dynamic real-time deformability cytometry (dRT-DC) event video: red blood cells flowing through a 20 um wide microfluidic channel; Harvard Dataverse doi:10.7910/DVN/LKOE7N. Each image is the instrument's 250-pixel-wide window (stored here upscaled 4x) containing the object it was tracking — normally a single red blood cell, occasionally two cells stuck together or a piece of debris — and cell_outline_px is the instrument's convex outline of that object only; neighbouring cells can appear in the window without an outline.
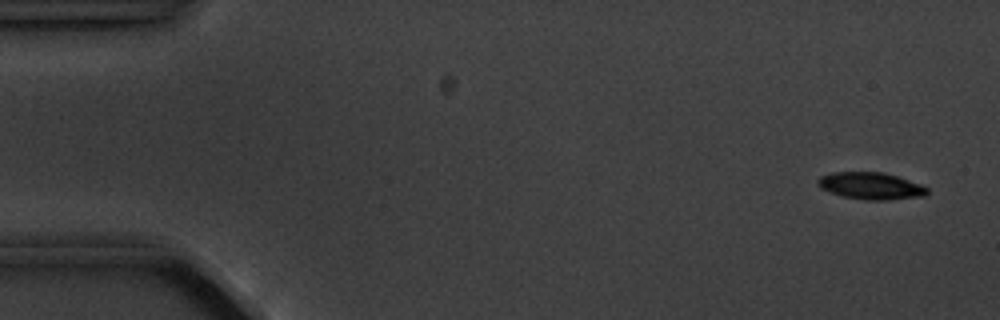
{"species": "common noctule bat (a hibernating species)", "species_latin": "Nyctalus noctula", "temperature_condition": "cold", "stored_images_in_passage": 4, "camera_frame_rate_fps": 3000, "um_per_image_px": 0.085, "animal": {"sex": "male", "body_mass_g": 20.1, "forearm_length_mm": 53.5}, "frame": {"image": 1, "passage_image": 1, "time_ms": 0.0, "image_size_px": [1000, 320], "cell_outline_px": [[928, 192], [924, 196], [884, 200], [868, 200], [840, 196], [828, 192], [820, 188], [816, 184], [816, 180], [820, 176], [832, 172], [884, 172], [920, 184], [928, 188]], "centroid_in_image_um": [73.96, 15.8], "position_along_channel_um": 11.0, "area_um2": 17.28}}
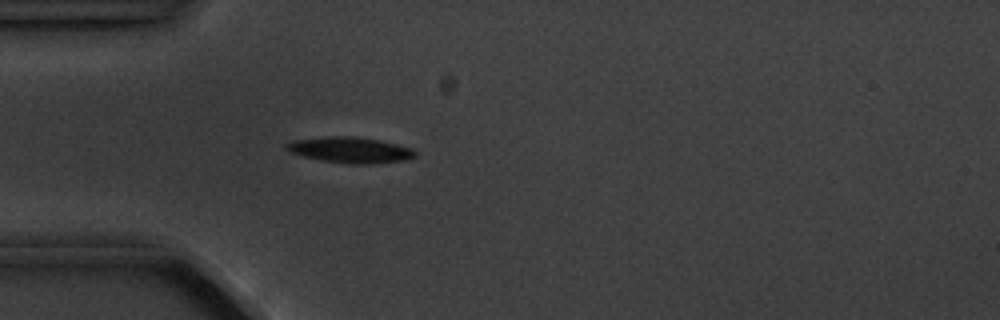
{"frame": {"image": 2, "passage_image": 4, "time_ms": 4.333, "image_size_px": [1000, 320], "cell_outline_px": [[416, 156], [408, 160], [372, 164], [348, 164], [324, 160], [304, 156], [292, 152], [284, 148], [284, 144], [292, 140], [328, 136], [348, 136], [380, 140], [412, 148], [416, 152]], "centroid_in_image_um": [29.79, 12.75], "position_along_channel_um": 55.2, "area_um2": 19.36}}